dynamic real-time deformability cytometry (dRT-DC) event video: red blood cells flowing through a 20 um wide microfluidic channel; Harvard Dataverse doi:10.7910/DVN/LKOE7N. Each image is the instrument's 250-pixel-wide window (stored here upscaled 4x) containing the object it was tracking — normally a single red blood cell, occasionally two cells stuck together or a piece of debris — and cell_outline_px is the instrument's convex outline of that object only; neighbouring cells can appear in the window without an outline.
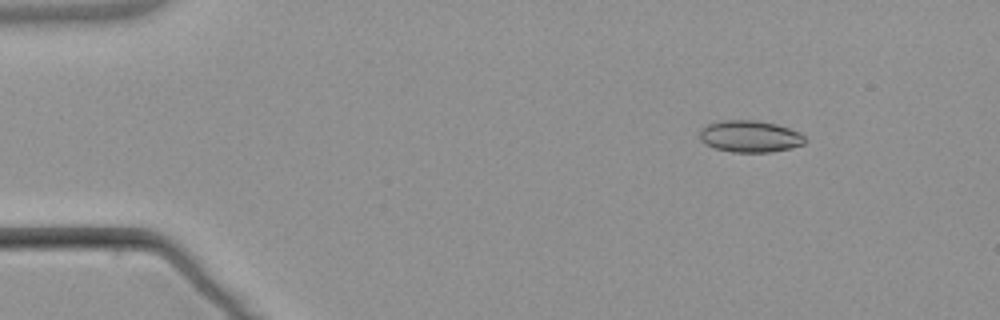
{"species": "common noctule bat (a hibernating species)", "species_latin": "Nyctalus noctula", "temperature_condition": "warm", "stored_images_in_passage": 5, "camera_frame_rate_fps": 3000, "um_per_image_px": 0.085, "animal": {"sex": "male", "body_mass_g": 21.5, "forearm_length_mm": 52.0}, "frame": {"image": 1, "passage_image": 2, "time_ms": 1.667, "image_size_px": [1000, 320], "cell_outline_px": [[808, 140], [804, 144], [772, 152], [732, 152], [716, 148], [704, 144], [700, 140], [700, 128], [708, 124], [720, 120], [756, 120], [776, 124], [800, 132]], "centroid_in_image_um": [63.74, 11.59], "position_along_channel_um": 21.3, "area_um2": 19.59}}
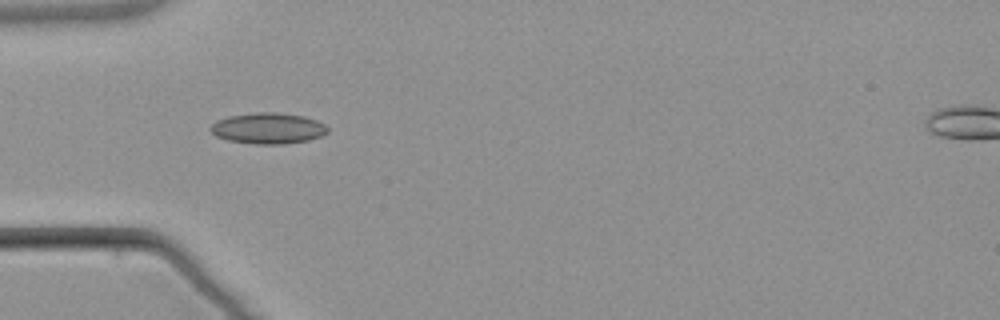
{"frame": {"image": 2, "passage_image": 4, "time_ms": 5.0, "image_size_px": [1000, 320], "cell_outline_px": [[328, 132], [320, 136], [308, 140], [284, 144], [256, 144], [228, 140], [216, 136], [208, 128], [216, 120], [228, 116], [256, 112], [276, 112], [304, 116], [316, 120], [324, 124], [328, 128]], "centroid_in_image_um": [22.77, 10.9], "position_along_channel_um": 62.2, "area_um2": 21.15}}
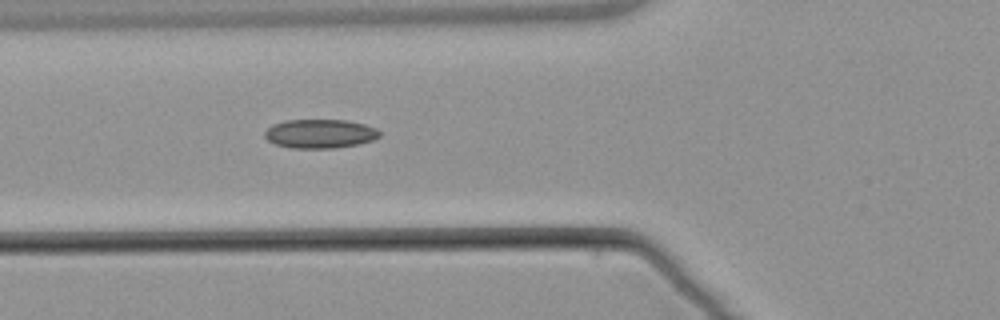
{"frame": {"image": 3, "passage_image": 5, "time_ms": 6.0, "image_size_px": [1000, 320], "cell_outline_px": [[380, 136], [372, 140], [360, 144], [336, 148], [292, 148], [276, 144], [268, 140], [264, 136], [264, 132], [272, 124], [284, 120], [344, 120], [364, 124], [376, 128], [380, 132]], "centroid_in_image_um": [27.19, 11.36], "position_along_channel_um": 98.6, "area_um2": 19.42}}